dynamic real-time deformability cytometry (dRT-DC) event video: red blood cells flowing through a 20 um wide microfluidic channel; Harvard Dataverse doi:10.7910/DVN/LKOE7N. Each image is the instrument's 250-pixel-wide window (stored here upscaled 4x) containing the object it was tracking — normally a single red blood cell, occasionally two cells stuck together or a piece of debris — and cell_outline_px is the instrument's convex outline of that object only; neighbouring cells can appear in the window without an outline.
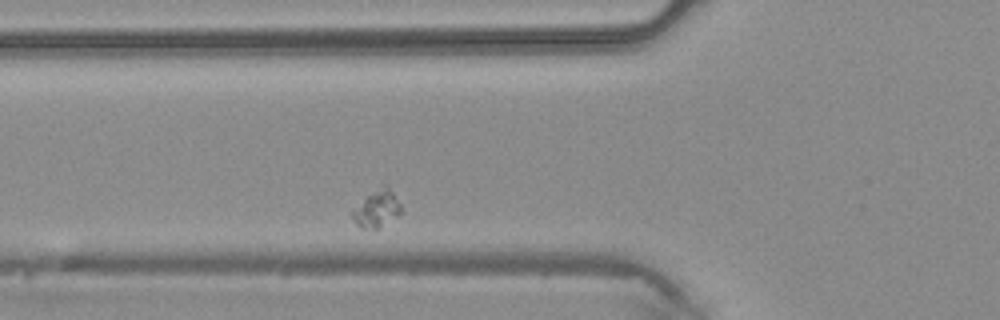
{"species": "common noctule bat (a hibernating species)", "species_latin": "Nyctalus noctula", "temperature_condition": "warm", "stored_images_in_passage": 24, "camera_frame_rate_fps": 3000, "um_per_image_px": 0.085, "animal": {"sex": "male", "body_mass_g": 20.4}, "frame": {"image": 1, "passage_image": 3, "time_ms": 0.667, "image_size_px": [1000, 320], "cell_outline_px": [[400, 212], [396, 216], [376, 228], [360, 228], [352, 220], [348, 212], [368, 196], [384, 184], [388, 184], [400, 204]], "centroid_in_image_um": [31.97, 17.74], "position_along_channel_um": 93.8, "area_um2": 10.23}}
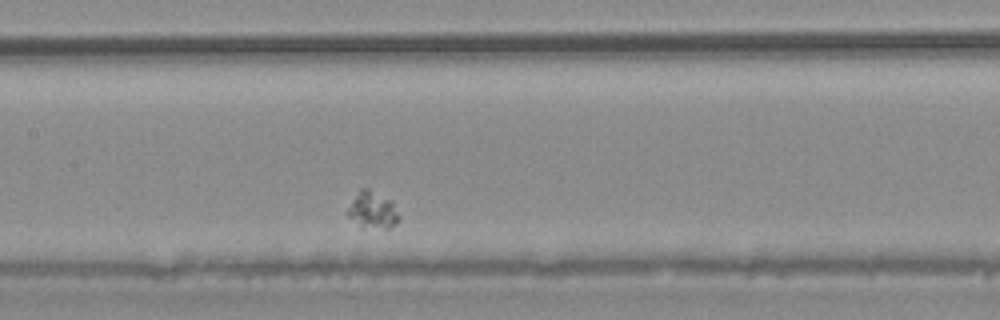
{"frame": {"image": 2, "passage_image": 9, "time_ms": 2.667, "image_size_px": [1000, 320], "cell_outline_px": [[400, 216], [392, 228], [384, 228], [360, 224], [348, 216], [344, 212], [360, 188], [368, 188], [392, 200]], "centroid_in_image_um": [31.67, 17.81], "position_along_channel_um": 175.7, "area_um2": 10.81}}
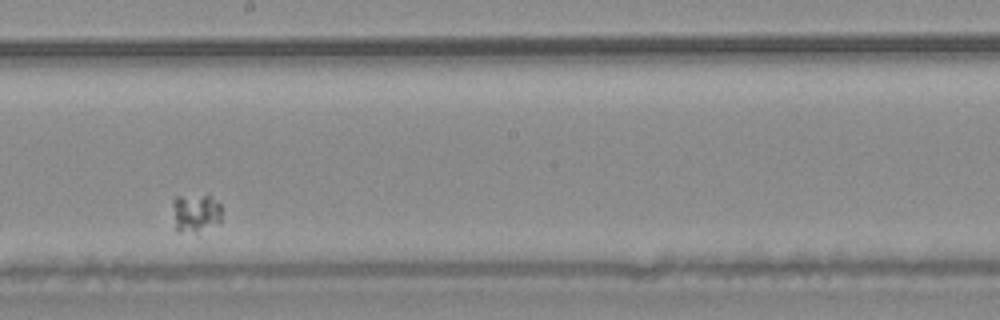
{"frame": {"image": 3, "passage_image": 13, "time_ms": 4.0, "image_size_px": [1000, 320], "cell_outline_px": [[220, 224], [196, 232], [176, 228], [172, 204], [172, 200], [176, 196], [208, 196], [220, 204]], "centroid_in_image_um": [16.64, 18.09], "position_along_channel_um": 231.6, "area_um2": 10.64}}